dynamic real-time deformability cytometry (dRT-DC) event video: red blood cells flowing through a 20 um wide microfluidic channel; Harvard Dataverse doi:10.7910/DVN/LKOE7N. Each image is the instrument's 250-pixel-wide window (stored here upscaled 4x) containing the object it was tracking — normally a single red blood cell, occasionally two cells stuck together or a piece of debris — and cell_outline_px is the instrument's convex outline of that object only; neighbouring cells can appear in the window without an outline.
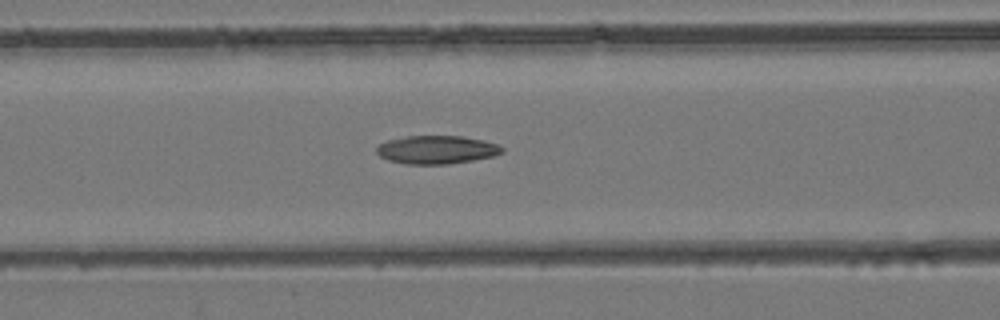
{"species": "common noctule bat (a hibernating species)", "species_latin": "Nyctalus noctula", "temperature_condition": "room temperature", "stored_images_in_passage": 42, "camera_frame_rate_fps": 3000, "um_per_image_px": 0.085, "animal": {"sex": "female", "body_mass_g": 24.6, "forearm_length_mm": 56.2}, "frame": {"image": 1, "passage_image": 21, "time_ms": 6.667, "image_size_px": [1000, 320], "cell_outline_px": [[504, 152], [492, 156], [472, 160], [448, 164], [408, 164], [388, 160], [380, 156], [376, 152], [376, 148], [380, 144], [388, 140], [408, 136], [460, 136], [484, 140], [496, 144], [504, 148]], "centroid_in_image_um": [37.12, 12.72], "position_along_channel_um": 129.5, "area_um2": 20.52}}
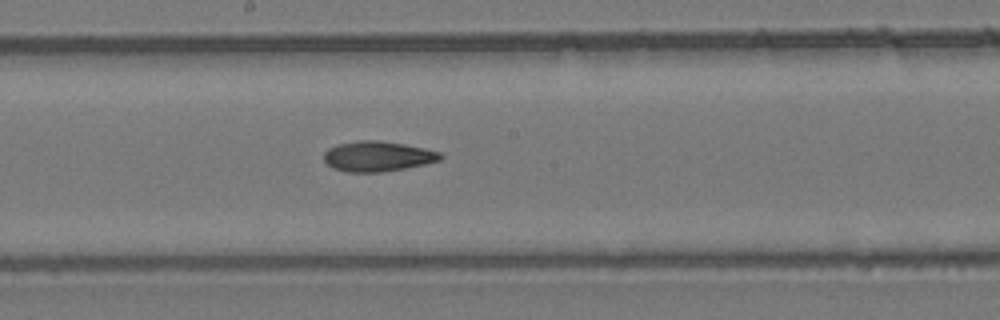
{"frame": {"image": 2, "passage_image": 27, "time_ms": 8.667, "image_size_px": [1000, 320], "cell_outline_px": [[444, 156], [440, 160], [424, 164], [384, 172], [348, 172], [332, 168], [324, 160], [324, 152], [328, 148], [336, 144], [356, 140], [380, 140], [404, 144], [424, 148], [440, 152]], "centroid_in_image_um": [32.07, 13.28], "position_along_channel_um": 216.1, "area_um2": 20.63}}
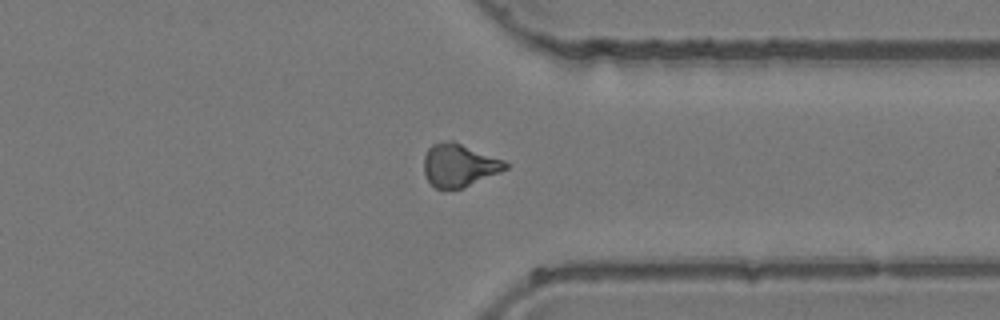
{"frame": {"image": 3, "passage_image": 38, "time_ms": 12.333, "image_size_px": [1000, 320], "cell_outline_px": [[508, 168], [500, 172], [464, 188], [436, 188], [428, 180], [424, 172], [424, 156], [428, 148], [432, 144], [448, 140], [452, 140], [504, 160], [508, 164]], "centroid_in_image_um": [39.03, 14.04], "position_along_channel_um": 372.4, "area_um2": 20.29}}